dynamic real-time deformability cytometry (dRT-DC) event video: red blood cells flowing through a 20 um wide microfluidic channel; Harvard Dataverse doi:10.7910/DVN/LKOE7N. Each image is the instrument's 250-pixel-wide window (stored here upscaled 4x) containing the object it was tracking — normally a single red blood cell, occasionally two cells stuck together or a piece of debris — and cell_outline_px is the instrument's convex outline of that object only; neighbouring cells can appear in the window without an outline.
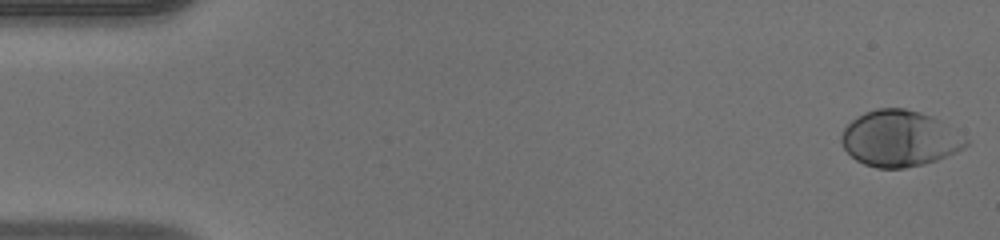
{"species": "human", "species_latin": "Homo sapiens", "temperature_condition": "warm", "stored_images_in_passage": 47, "camera_frame_rate_fps": 3000, "um_per_image_px": 0.085, "donor": {"sex": "male"}, "frame": {"image": 1, "passage_image": 1, "time_ms": 0.0, "image_size_px": [1000, 240], "cell_outline_px": [[968, 144], [956, 152], [936, 160], [924, 164], [904, 168], [876, 168], [864, 164], [856, 160], [844, 148], [840, 140], [840, 136], [844, 128], [856, 116], [864, 112], [876, 108], [904, 108], [920, 112], [932, 116], [940, 120], [968, 140]], "centroid_in_image_um": [76.43, 11.77], "position_along_channel_um": 8.6, "area_um2": 40.58}}
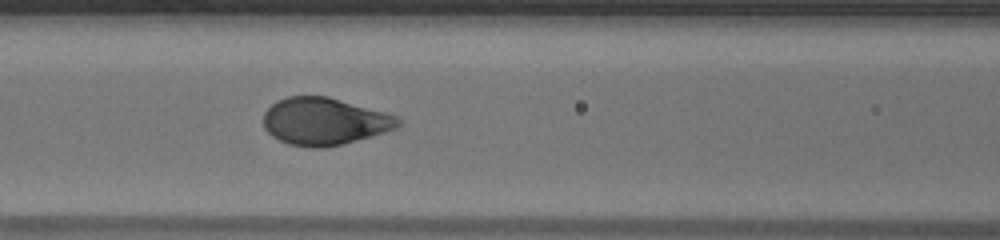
{"frame": {"image": 2, "passage_image": 20, "time_ms": 6.333, "image_size_px": [1000, 240], "cell_outline_px": [[400, 124], [396, 128], [384, 132], [356, 140], [324, 148], [308, 148], [288, 144], [272, 136], [264, 128], [264, 112], [276, 100], [288, 96], [328, 96], [388, 112], [396, 116], [400, 120]], "centroid_in_image_um": [27.56, 10.31], "position_along_channel_um": 139.0, "area_um2": 37.22}}
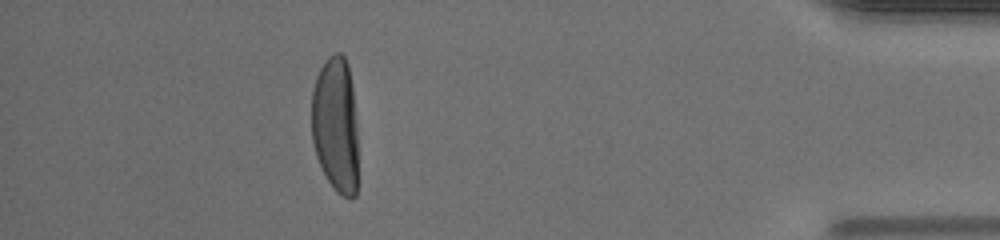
{"frame": {"image": 3, "passage_image": 42, "time_ms": 13.667, "image_size_px": [1000, 240], "cell_outline_px": [[356, 196], [352, 200], [348, 200], [336, 192], [328, 180], [316, 156], [312, 140], [312, 88], [316, 76], [324, 60], [328, 56], [336, 52], [340, 52], [344, 56], [348, 64], [352, 88], [356, 124]], "centroid_in_image_um": [28.51, 10.6], "position_along_channel_um": 406.7, "area_um2": 36.93}}